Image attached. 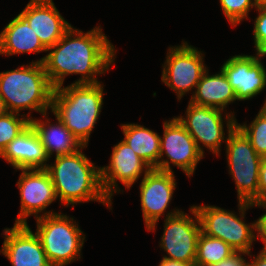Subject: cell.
I'll use <instances>...</instances> for the list:
<instances>
[{
	"label": "cell",
	"instance_id": "obj_32",
	"mask_svg": "<svg viewBox=\"0 0 266 266\" xmlns=\"http://www.w3.org/2000/svg\"><path fill=\"white\" fill-rule=\"evenodd\" d=\"M158 266H195V263H186L182 261H176V260H170V259H164L160 261V264Z\"/></svg>",
	"mask_w": 266,
	"mask_h": 266
},
{
	"label": "cell",
	"instance_id": "obj_16",
	"mask_svg": "<svg viewBox=\"0 0 266 266\" xmlns=\"http://www.w3.org/2000/svg\"><path fill=\"white\" fill-rule=\"evenodd\" d=\"M4 242L0 253L12 266H52L47 259L41 240L28 224H14L3 230Z\"/></svg>",
	"mask_w": 266,
	"mask_h": 266
},
{
	"label": "cell",
	"instance_id": "obj_14",
	"mask_svg": "<svg viewBox=\"0 0 266 266\" xmlns=\"http://www.w3.org/2000/svg\"><path fill=\"white\" fill-rule=\"evenodd\" d=\"M174 172L151 169L140 182V200L147 231H155L160 217L165 214L176 188Z\"/></svg>",
	"mask_w": 266,
	"mask_h": 266
},
{
	"label": "cell",
	"instance_id": "obj_23",
	"mask_svg": "<svg viewBox=\"0 0 266 266\" xmlns=\"http://www.w3.org/2000/svg\"><path fill=\"white\" fill-rule=\"evenodd\" d=\"M236 251L226 242L203 233L199 234L195 266H210L229 258Z\"/></svg>",
	"mask_w": 266,
	"mask_h": 266
},
{
	"label": "cell",
	"instance_id": "obj_30",
	"mask_svg": "<svg viewBox=\"0 0 266 266\" xmlns=\"http://www.w3.org/2000/svg\"><path fill=\"white\" fill-rule=\"evenodd\" d=\"M258 207H262L263 209H266V203H262L257 205ZM257 235L259 239L261 238L263 242L262 251L266 252V212L257 219Z\"/></svg>",
	"mask_w": 266,
	"mask_h": 266
},
{
	"label": "cell",
	"instance_id": "obj_12",
	"mask_svg": "<svg viewBox=\"0 0 266 266\" xmlns=\"http://www.w3.org/2000/svg\"><path fill=\"white\" fill-rule=\"evenodd\" d=\"M222 112L223 110L217 108L200 106L189 102L185 118L181 115L176 116L192 136L203 155L204 150L202 147H205L214 155L220 156L222 142L227 140L224 132L225 117L222 118Z\"/></svg>",
	"mask_w": 266,
	"mask_h": 266
},
{
	"label": "cell",
	"instance_id": "obj_20",
	"mask_svg": "<svg viewBox=\"0 0 266 266\" xmlns=\"http://www.w3.org/2000/svg\"><path fill=\"white\" fill-rule=\"evenodd\" d=\"M236 100L234 89L220 69V72L214 75H209L208 70L205 71L189 102L224 111L229 104Z\"/></svg>",
	"mask_w": 266,
	"mask_h": 266
},
{
	"label": "cell",
	"instance_id": "obj_28",
	"mask_svg": "<svg viewBox=\"0 0 266 266\" xmlns=\"http://www.w3.org/2000/svg\"><path fill=\"white\" fill-rule=\"evenodd\" d=\"M262 203H266V157L262 158L257 192V205Z\"/></svg>",
	"mask_w": 266,
	"mask_h": 266
},
{
	"label": "cell",
	"instance_id": "obj_18",
	"mask_svg": "<svg viewBox=\"0 0 266 266\" xmlns=\"http://www.w3.org/2000/svg\"><path fill=\"white\" fill-rule=\"evenodd\" d=\"M0 157L16 170L46 169V162L49 161L44 146L31 124L8 144Z\"/></svg>",
	"mask_w": 266,
	"mask_h": 266
},
{
	"label": "cell",
	"instance_id": "obj_8",
	"mask_svg": "<svg viewBox=\"0 0 266 266\" xmlns=\"http://www.w3.org/2000/svg\"><path fill=\"white\" fill-rule=\"evenodd\" d=\"M190 212L193 218L180 209L167 212L160 241V248L167 254L164 259L195 263L201 226L193 206Z\"/></svg>",
	"mask_w": 266,
	"mask_h": 266
},
{
	"label": "cell",
	"instance_id": "obj_35",
	"mask_svg": "<svg viewBox=\"0 0 266 266\" xmlns=\"http://www.w3.org/2000/svg\"><path fill=\"white\" fill-rule=\"evenodd\" d=\"M264 105L259 110L266 117V100L264 101Z\"/></svg>",
	"mask_w": 266,
	"mask_h": 266
},
{
	"label": "cell",
	"instance_id": "obj_26",
	"mask_svg": "<svg viewBox=\"0 0 266 266\" xmlns=\"http://www.w3.org/2000/svg\"><path fill=\"white\" fill-rule=\"evenodd\" d=\"M222 11L233 26L248 18L251 8H257L255 0H220Z\"/></svg>",
	"mask_w": 266,
	"mask_h": 266
},
{
	"label": "cell",
	"instance_id": "obj_7",
	"mask_svg": "<svg viewBox=\"0 0 266 266\" xmlns=\"http://www.w3.org/2000/svg\"><path fill=\"white\" fill-rule=\"evenodd\" d=\"M36 222L35 233L52 266H67L81 258L86 235L74 218L60 212L36 218Z\"/></svg>",
	"mask_w": 266,
	"mask_h": 266
},
{
	"label": "cell",
	"instance_id": "obj_2",
	"mask_svg": "<svg viewBox=\"0 0 266 266\" xmlns=\"http://www.w3.org/2000/svg\"><path fill=\"white\" fill-rule=\"evenodd\" d=\"M55 156L54 164L46 167L57 198L65 206H74L81 202L97 201L112 209V201L108 199L102 188L101 170L81 151Z\"/></svg>",
	"mask_w": 266,
	"mask_h": 266
},
{
	"label": "cell",
	"instance_id": "obj_25",
	"mask_svg": "<svg viewBox=\"0 0 266 266\" xmlns=\"http://www.w3.org/2000/svg\"><path fill=\"white\" fill-rule=\"evenodd\" d=\"M250 139L255 152L262 158L266 157V117L259 111L251 124H236Z\"/></svg>",
	"mask_w": 266,
	"mask_h": 266
},
{
	"label": "cell",
	"instance_id": "obj_9",
	"mask_svg": "<svg viewBox=\"0 0 266 266\" xmlns=\"http://www.w3.org/2000/svg\"><path fill=\"white\" fill-rule=\"evenodd\" d=\"M203 58L198 48L185 41L181 45L169 47L161 81L176 92L179 101L192 89L195 90L207 70Z\"/></svg>",
	"mask_w": 266,
	"mask_h": 266
},
{
	"label": "cell",
	"instance_id": "obj_3",
	"mask_svg": "<svg viewBox=\"0 0 266 266\" xmlns=\"http://www.w3.org/2000/svg\"><path fill=\"white\" fill-rule=\"evenodd\" d=\"M70 84L54 89L51 112L87 146L103 105L104 85Z\"/></svg>",
	"mask_w": 266,
	"mask_h": 266
},
{
	"label": "cell",
	"instance_id": "obj_6",
	"mask_svg": "<svg viewBox=\"0 0 266 266\" xmlns=\"http://www.w3.org/2000/svg\"><path fill=\"white\" fill-rule=\"evenodd\" d=\"M193 207L198 215L201 233L223 240L236 252L251 254L252 243L258 238L255 233L257 220L247 224L243 219L245 218V211L254 207L253 205L238 201L240 217L233 211L215 205H193Z\"/></svg>",
	"mask_w": 266,
	"mask_h": 266
},
{
	"label": "cell",
	"instance_id": "obj_34",
	"mask_svg": "<svg viewBox=\"0 0 266 266\" xmlns=\"http://www.w3.org/2000/svg\"><path fill=\"white\" fill-rule=\"evenodd\" d=\"M257 8H266V0H255Z\"/></svg>",
	"mask_w": 266,
	"mask_h": 266
},
{
	"label": "cell",
	"instance_id": "obj_22",
	"mask_svg": "<svg viewBox=\"0 0 266 266\" xmlns=\"http://www.w3.org/2000/svg\"><path fill=\"white\" fill-rule=\"evenodd\" d=\"M123 141L152 169H156L160 155V136L140 124H122Z\"/></svg>",
	"mask_w": 266,
	"mask_h": 266
},
{
	"label": "cell",
	"instance_id": "obj_31",
	"mask_svg": "<svg viewBox=\"0 0 266 266\" xmlns=\"http://www.w3.org/2000/svg\"><path fill=\"white\" fill-rule=\"evenodd\" d=\"M248 266H266V252L261 250L257 256L254 255Z\"/></svg>",
	"mask_w": 266,
	"mask_h": 266
},
{
	"label": "cell",
	"instance_id": "obj_33",
	"mask_svg": "<svg viewBox=\"0 0 266 266\" xmlns=\"http://www.w3.org/2000/svg\"><path fill=\"white\" fill-rule=\"evenodd\" d=\"M9 111L6 107L5 101L3 100L1 94H0V116H3L7 114Z\"/></svg>",
	"mask_w": 266,
	"mask_h": 266
},
{
	"label": "cell",
	"instance_id": "obj_13",
	"mask_svg": "<svg viewBox=\"0 0 266 266\" xmlns=\"http://www.w3.org/2000/svg\"><path fill=\"white\" fill-rule=\"evenodd\" d=\"M109 163L100 170L102 188L110 201L115 192H121L117 180L130 189L142 173L145 176L152 169L123 140L114 145Z\"/></svg>",
	"mask_w": 266,
	"mask_h": 266
},
{
	"label": "cell",
	"instance_id": "obj_29",
	"mask_svg": "<svg viewBox=\"0 0 266 266\" xmlns=\"http://www.w3.org/2000/svg\"><path fill=\"white\" fill-rule=\"evenodd\" d=\"M242 254L243 256H252L249 253L245 252H235L229 258H226L225 260H222L219 263L210 266H248V262H246L247 260L242 256Z\"/></svg>",
	"mask_w": 266,
	"mask_h": 266
},
{
	"label": "cell",
	"instance_id": "obj_15",
	"mask_svg": "<svg viewBox=\"0 0 266 266\" xmlns=\"http://www.w3.org/2000/svg\"><path fill=\"white\" fill-rule=\"evenodd\" d=\"M221 70L234 89L238 101L256 97L266 87V68L261 57L235 55L222 65Z\"/></svg>",
	"mask_w": 266,
	"mask_h": 266
},
{
	"label": "cell",
	"instance_id": "obj_21",
	"mask_svg": "<svg viewBox=\"0 0 266 266\" xmlns=\"http://www.w3.org/2000/svg\"><path fill=\"white\" fill-rule=\"evenodd\" d=\"M47 52L38 36L18 14L0 33V55Z\"/></svg>",
	"mask_w": 266,
	"mask_h": 266
},
{
	"label": "cell",
	"instance_id": "obj_27",
	"mask_svg": "<svg viewBox=\"0 0 266 266\" xmlns=\"http://www.w3.org/2000/svg\"><path fill=\"white\" fill-rule=\"evenodd\" d=\"M259 12L254 21V45L256 53L260 57L266 55V8H256Z\"/></svg>",
	"mask_w": 266,
	"mask_h": 266
},
{
	"label": "cell",
	"instance_id": "obj_4",
	"mask_svg": "<svg viewBox=\"0 0 266 266\" xmlns=\"http://www.w3.org/2000/svg\"><path fill=\"white\" fill-rule=\"evenodd\" d=\"M54 89L42 63L32 61L27 66L0 72V94L12 113L25 109L47 113L52 107Z\"/></svg>",
	"mask_w": 266,
	"mask_h": 266
},
{
	"label": "cell",
	"instance_id": "obj_17",
	"mask_svg": "<svg viewBox=\"0 0 266 266\" xmlns=\"http://www.w3.org/2000/svg\"><path fill=\"white\" fill-rule=\"evenodd\" d=\"M19 15L33 29L46 49L59 41L71 27L61 16L53 0H30Z\"/></svg>",
	"mask_w": 266,
	"mask_h": 266
},
{
	"label": "cell",
	"instance_id": "obj_19",
	"mask_svg": "<svg viewBox=\"0 0 266 266\" xmlns=\"http://www.w3.org/2000/svg\"><path fill=\"white\" fill-rule=\"evenodd\" d=\"M42 116H46L45 121L32 118L30 124L37 133L49 159L54 152L55 156L69 155L83 147V144L65 127L58 117H56L57 122L52 124L47 117V113Z\"/></svg>",
	"mask_w": 266,
	"mask_h": 266
},
{
	"label": "cell",
	"instance_id": "obj_5",
	"mask_svg": "<svg viewBox=\"0 0 266 266\" xmlns=\"http://www.w3.org/2000/svg\"><path fill=\"white\" fill-rule=\"evenodd\" d=\"M234 112L226 113V157L229 174L235 182L238 201L257 206L259 171L262 157L252 147L250 139L236 125Z\"/></svg>",
	"mask_w": 266,
	"mask_h": 266
},
{
	"label": "cell",
	"instance_id": "obj_11",
	"mask_svg": "<svg viewBox=\"0 0 266 266\" xmlns=\"http://www.w3.org/2000/svg\"><path fill=\"white\" fill-rule=\"evenodd\" d=\"M20 171L22 173L17 186L20 191L21 206L14 224H28L27 218L32 215L36 219L56 214V212L45 210L53 201L57 200L55 187L47 170L22 169Z\"/></svg>",
	"mask_w": 266,
	"mask_h": 266
},
{
	"label": "cell",
	"instance_id": "obj_10",
	"mask_svg": "<svg viewBox=\"0 0 266 266\" xmlns=\"http://www.w3.org/2000/svg\"><path fill=\"white\" fill-rule=\"evenodd\" d=\"M163 127V137H160L159 163L156 165V170L173 172L170 166L172 164L190 178L204 155L176 117L164 121ZM164 154L168 159H164Z\"/></svg>",
	"mask_w": 266,
	"mask_h": 266
},
{
	"label": "cell",
	"instance_id": "obj_24",
	"mask_svg": "<svg viewBox=\"0 0 266 266\" xmlns=\"http://www.w3.org/2000/svg\"><path fill=\"white\" fill-rule=\"evenodd\" d=\"M31 119L32 116L28 114L26 116L12 112L0 116V155L8 144L30 124Z\"/></svg>",
	"mask_w": 266,
	"mask_h": 266
},
{
	"label": "cell",
	"instance_id": "obj_1",
	"mask_svg": "<svg viewBox=\"0 0 266 266\" xmlns=\"http://www.w3.org/2000/svg\"><path fill=\"white\" fill-rule=\"evenodd\" d=\"M101 26L83 33L71 26L46 56L35 62L42 63L54 88L63 86L65 77L79 74L74 84L100 83L96 75L105 74L114 64L116 50L102 32Z\"/></svg>",
	"mask_w": 266,
	"mask_h": 266
}]
</instances>
